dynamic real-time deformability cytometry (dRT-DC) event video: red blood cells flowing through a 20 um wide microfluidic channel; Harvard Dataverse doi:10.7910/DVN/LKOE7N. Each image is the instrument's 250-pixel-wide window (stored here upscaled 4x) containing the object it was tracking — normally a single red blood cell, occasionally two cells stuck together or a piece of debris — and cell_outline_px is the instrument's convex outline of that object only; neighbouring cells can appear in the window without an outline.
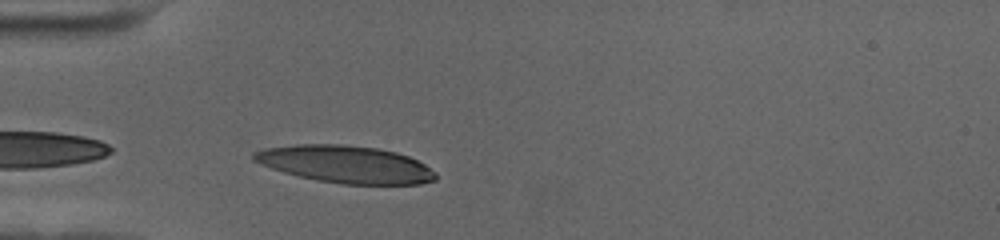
{"species": "human", "species_latin": "Homo sapiens", "temperature_condition": "cold", "stored_images_in_passage": 34, "camera_frame_rate_fps": 3000, "um_per_image_px": 0.085, "donor": {"sex": "female"}, "frame": {"image": 1, "passage_image": 2, "time_ms": 0.333, "image_size_px": [1000, 240], "cell_outline_px": [[436, 180], [420, 184], [340, 184], [300, 176], [284, 172], [260, 164], [252, 160], [252, 152], [264, 148], [296, 144], [340, 144], [376, 148], [396, 152], [408, 156], [424, 164], [436, 172]], "centroid_in_image_um": [29.36, 13.96], "position_along_channel_um": 55.6, "area_um2": 39.42}}
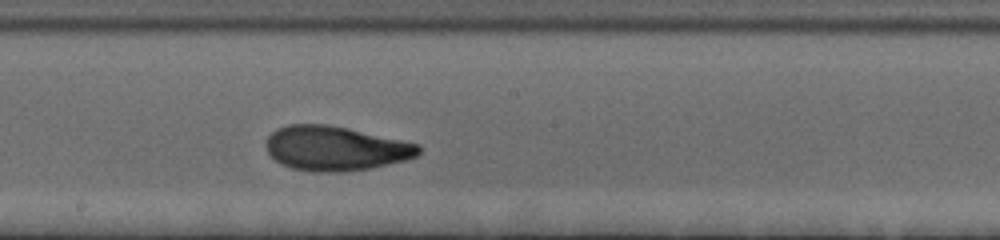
{"frame": {"image": 2, "passage_image": 17, "time_ms": 5.333, "image_size_px": [1000, 240], "cell_outline_px": [[420, 152], [416, 156], [404, 160], [372, 168], [344, 172], [312, 172], [292, 168], [280, 164], [268, 152], [264, 144], [268, 136], [276, 128], [288, 124], [328, 124], [348, 128], [420, 144]], "centroid_in_image_um": [28.48, 12.61], "position_along_channel_um": 219.7, "area_um2": 39.77}}
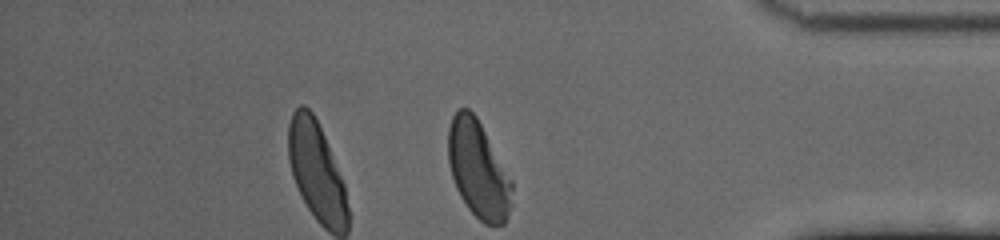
{"frame": {"image": 3, "passage_image": 34, "time_ms": 11.0, "image_size_px": [1000, 240], "cell_outline_px": [[512, 204], [504, 224], [484, 224], [468, 208], [460, 196], [456, 188], [452, 176], [448, 160], [448, 128], [452, 116], [460, 108], [468, 108], [476, 116], [512, 180]], "centroid_in_image_um": [40.65, 14.41], "position_along_channel_um": 394.6, "area_um2": 35.84}, "authors_computed_cell_mechanics": {"area_um2": 38.7549, "velocity_mm_per_s": 3.4758, "shape_relaxation_time_tau1_ms": 4.5176, "shape_relaxation_time_tau2_ms": 1.8602, "deformation_change_tau1": 0.1998, "deformation_change_tau2": 0.0772}}